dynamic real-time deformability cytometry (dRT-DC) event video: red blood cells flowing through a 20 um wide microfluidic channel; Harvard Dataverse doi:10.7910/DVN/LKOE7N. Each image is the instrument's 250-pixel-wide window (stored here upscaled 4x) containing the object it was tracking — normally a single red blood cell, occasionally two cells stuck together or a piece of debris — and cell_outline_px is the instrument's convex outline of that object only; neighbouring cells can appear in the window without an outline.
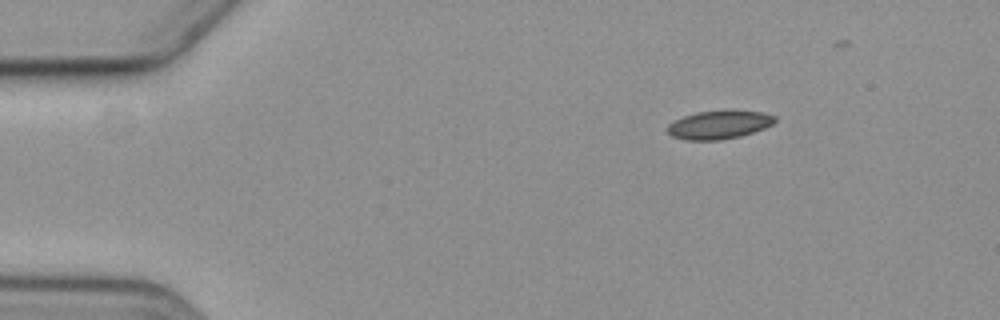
{"species": "common noctule bat (a hibernating species)", "species_latin": "Nyctalus noctula", "temperature_condition": "cold", "stored_images_in_passage": 4, "camera_frame_rate_fps": 3000, "um_per_image_px": 0.085, "animal": {"sex": "female", "body_mass_g": 19.3, "forearm_length_mm": 54.1}, "frame": {"image": 1, "passage_image": 1, "time_ms": 0.0, "image_size_px": [1000, 320], "cell_outline_px": [[776, 120], [772, 124], [764, 128], [740, 136], [720, 140], [684, 140], [672, 136], [668, 132], [668, 124], [684, 116], [696, 112], [764, 112], [776, 116]], "centroid_in_image_um": [61.1, 10.63], "position_along_channel_um": 23.9, "area_um2": 17.22}}